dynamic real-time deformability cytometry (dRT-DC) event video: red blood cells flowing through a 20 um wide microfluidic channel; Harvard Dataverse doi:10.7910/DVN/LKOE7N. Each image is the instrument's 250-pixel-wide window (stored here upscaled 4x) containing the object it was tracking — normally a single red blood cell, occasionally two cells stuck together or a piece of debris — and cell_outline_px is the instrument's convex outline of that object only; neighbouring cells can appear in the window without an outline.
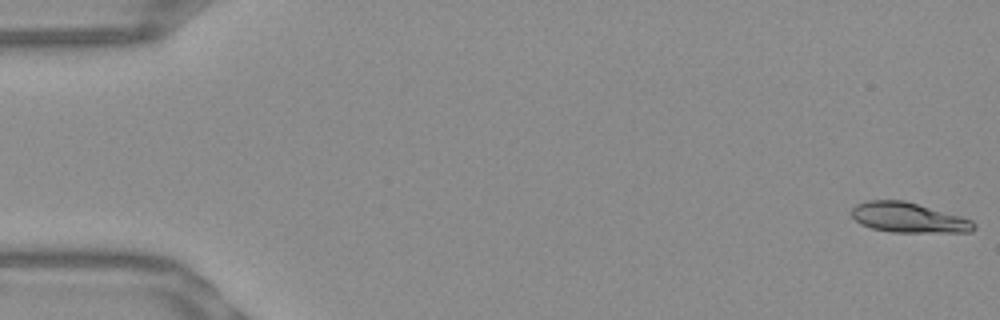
{"species": "Egyptian fruit bat (a non-hibernating species)", "species_latin": "Rousettus aegyptiacus", "temperature_condition": "warm", "stored_images_in_passage": 53, "camera_frame_rate_fps": 3000, "um_per_image_px": 0.085, "frame": {"image": 1, "passage_image": 1, "time_ms": 0.0, "image_size_px": [1000, 320], "cell_outline_px": [[976, 228], [972, 232], [892, 232], [872, 228], [860, 224], [848, 212], [856, 204], [868, 200], [904, 200], [960, 216], [972, 220], [976, 224]], "centroid_in_image_um": [77.2, 18.5], "position_along_channel_um": 7.8, "area_um2": 21.44}}
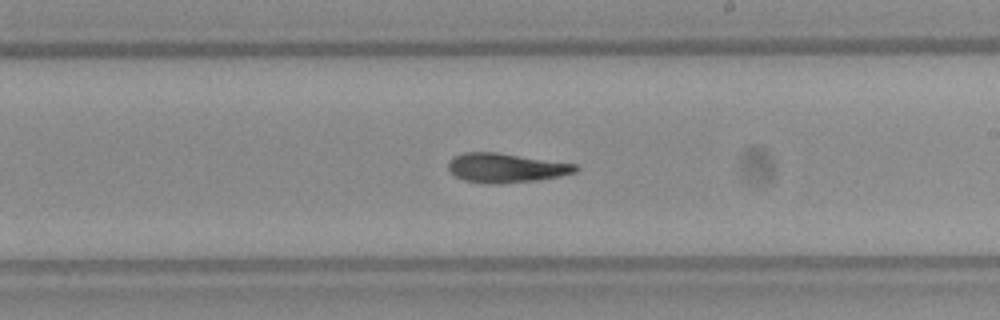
{"frame": {"image": 2, "passage_image": 31, "time_ms": 10.0, "image_size_px": [1000, 320], "cell_outline_px": [[580, 168], [576, 172], [560, 176], [536, 180], [496, 184], [488, 184], [464, 180], [456, 176], [448, 168], [448, 160], [452, 156], [464, 152], [496, 152], [576, 164]], "centroid_in_image_um": [42.98, 14.26], "position_along_channel_um": 246.0, "area_um2": 21.73}}
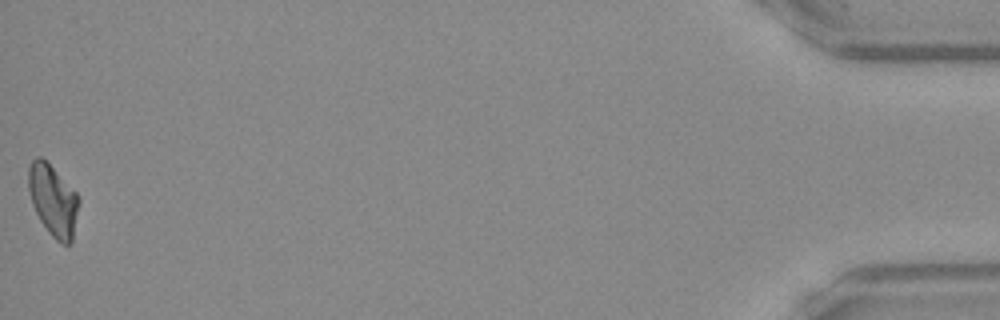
{"frame": {"image": 3, "passage_image": 53, "time_ms": 17.333, "image_size_px": [1000, 320], "cell_outline_px": [[80, 200], [72, 244], [60, 244], [48, 232], [40, 220], [32, 204], [28, 188], [28, 168], [32, 160], [36, 156], [40, 156], [76, 192]], "centroid_in_image_um": [4.52, 17.07], "position_along_channel_um": 430.7, "area_um2": 20.87}, "authors_computed_cell_mechanics": {"area_um2": 21.5594, "velocity_mm_per_s": 3.8439, "shape_relaxation_time_tau1_ms": null, "shape_relaxation_time_tau2_ms": 4.3153, "deformation_change_tau1": null, "deformation_change_tau2": 0.1306}}